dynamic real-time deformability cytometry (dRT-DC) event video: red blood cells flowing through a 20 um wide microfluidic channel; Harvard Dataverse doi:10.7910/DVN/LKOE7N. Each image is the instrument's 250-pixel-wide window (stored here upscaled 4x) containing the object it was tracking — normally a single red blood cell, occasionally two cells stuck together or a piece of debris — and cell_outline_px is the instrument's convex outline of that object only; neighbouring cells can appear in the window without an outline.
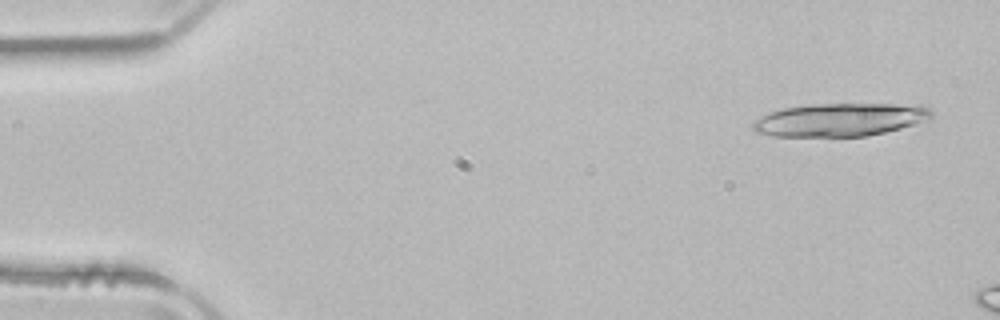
{"species": "common noctule bat (a hibernating species)", "species_latin": "Nyctalus noctula", "temperature_condition": "room temperature", "stored_images_in_passage": 12, "camera_frame_rate_fps": 3000, "um_per_image_px": 0.085, "animal": {"sex": "male", "body_mass_g": 21.5, "forearm_length_mm": 52.0}, "frame": {"image": 1, "passage_image": 2, "time_ms": 0.333, "image_size_px": [1000, 320], "cell_outline_px": [[932, 116], [928, 120], [916, 124], [884, 132], [864, 136], [772, 136], [756, 132], [752, 128], [752, 124], [756, 120], [772, 112], [784, 108], [808, 104], [924, 104], [932, 108]], "centroid_in_image_um": [71.48, 10.16], "position_along_channel_um": 13.5, "area_um2": 34.45}}